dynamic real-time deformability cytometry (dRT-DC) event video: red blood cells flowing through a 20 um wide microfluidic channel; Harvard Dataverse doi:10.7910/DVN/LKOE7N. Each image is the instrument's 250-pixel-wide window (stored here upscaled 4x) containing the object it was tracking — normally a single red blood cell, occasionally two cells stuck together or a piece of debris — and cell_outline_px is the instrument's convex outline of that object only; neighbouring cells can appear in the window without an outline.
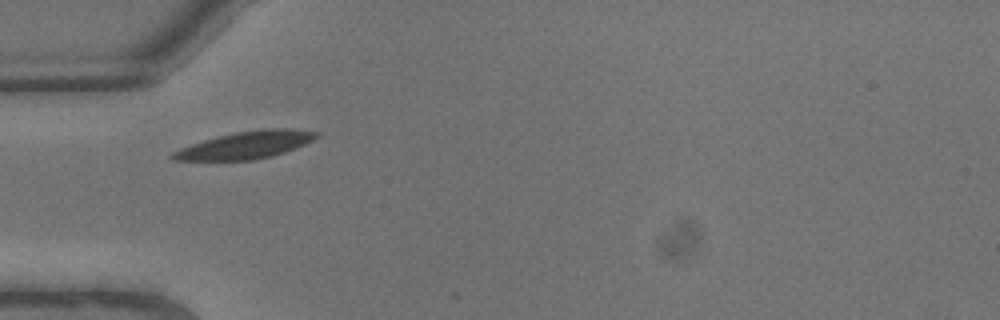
{"species": "common noctule bat (a hibernating species)", "species_latin": "Nyctalus noctula", "temperature_condition": "warm", "stored_images_in_passage": 2, "camera_frame_rate_fps": 3000, "um_per_image_px": 0.085, "animal": {"sex": "male", "body_mass_g": 13.3}, "frame": {"image": 1, "passage_image": 1, "time_ms": 0.0, "image_size_px": [1000, 320], "cell_outline_px": [[320, 136], [304, 144], [284, 152], [272, 156], [252, 160], [172, 160], [168, 156], [172, 152], [180, 148], [204, 140], [236, 132], [264, 128], [288, 128], [320, 132]], "centroid_in_image_um": [20.89, 12.32], "position_along_channel_um": 64.1, "area_um2": 22.72}}
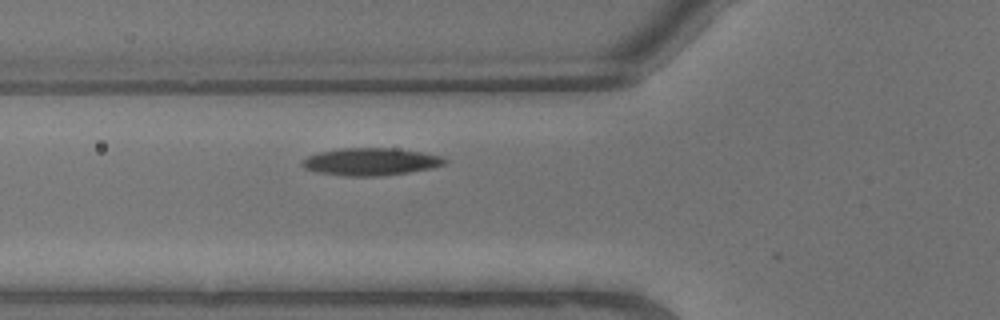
{"frame": {"image": 2, "passage_image": 2, "time_ms": 0.333, "image_size_px": [1000, 320], "cell_outline_px": [[448, 164], [432, 168], [408, 172], [380, 176], [348, 176], [316, 172], [304, 168], [300, 164], [308, 156], [320, 152], [340, 148], [392, 148], [420, 152], [440, 156], [448, 160]], "centroid_in_image_um": [31.53, 13.75], "position_along_channel_um": 94.3, "area_um2": 22.72}}